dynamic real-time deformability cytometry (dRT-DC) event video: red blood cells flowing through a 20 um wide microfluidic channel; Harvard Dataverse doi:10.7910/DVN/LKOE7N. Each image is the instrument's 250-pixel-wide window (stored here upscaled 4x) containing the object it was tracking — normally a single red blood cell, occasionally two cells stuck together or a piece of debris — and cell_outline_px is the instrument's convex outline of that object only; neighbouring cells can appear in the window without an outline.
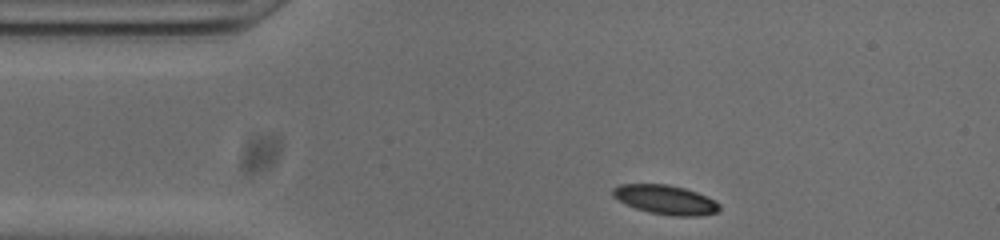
{"species": "common noctule bat (a hibernating species)", "species_latin": "Nyctalus noctula", "temperature_condition": "cold", "stored_images_in_passage": 45, "camera_frame_rate_fps": 3000, "um_per_image_px": 0.085, "animal": {"sex": "male", "body_mass_g": 20.0, "forearm_length_mm": 53.3}, "frame": {"image": 1, "passage_image": 1, "time_ms": 0.0, "image_size_px": [1000, 240], "cell_outline_px": [[720, 208], [716, 212], [700, 216], [676, 216], [652, 212], [636, 208], [612, 196], [612, 188], [620, 184], [668, 184], [684, 188], [708, 196], [716, 200], [720, 204]], "centroid_in_image_um": [56.6, 16.96], "position_along_channel_um": 28.4, "area_um2": 18.03}}
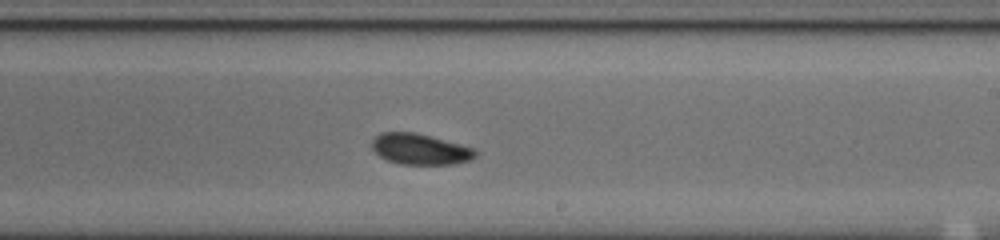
{"frame": {"image": 2, "passage_image": 22, "time_ms": 7.0, "image_size_px": [1000, 240], "cell_outline_px": [[476, 156], [472, 160], [452, 164], [400, 164], [388, 160], [380, 156], [372, 148], [372, 140], [380, 132], [416, 132], [460, 144], [472, 148], [476, 152]], "centroid_in_image_um": [35.7, 12.67], "position_along_channel_um": 253.3, "area_um2": 18.5}}
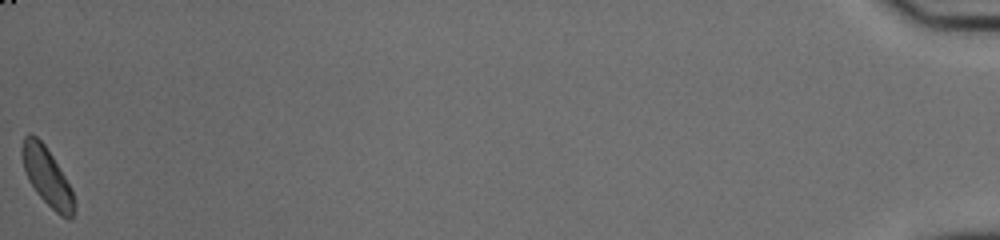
{"frame": {"image": 3, "passage_image": 45, "time_ms": 14.667, "image_size_px": [1000, 240], "cell_outline_px": [[76, 208], [72, 216], [68, 220], [60, 216], [36, 192], [28, 180], [24, 168], [20, 152], [20, 148], [24, 136], [28, 132], [36, 136], [44, 144], [52, 156], [72, 188]], "centroid_in_image_um": [3.99, 15.0], "position_along_channel_um": 431.2, "area_um2": 17.74}, "authors_computed_cell_mechanics": {"area_um2": 18.207, "velocity_mm_per_s": 3.7951, "shape_relaxation_time_tau1_ms": 3.9162, "shape_relaxation_time_tau2_ms": null, "deformation_change_tau1": 0.0815, "deformation_change_tau2": null}}